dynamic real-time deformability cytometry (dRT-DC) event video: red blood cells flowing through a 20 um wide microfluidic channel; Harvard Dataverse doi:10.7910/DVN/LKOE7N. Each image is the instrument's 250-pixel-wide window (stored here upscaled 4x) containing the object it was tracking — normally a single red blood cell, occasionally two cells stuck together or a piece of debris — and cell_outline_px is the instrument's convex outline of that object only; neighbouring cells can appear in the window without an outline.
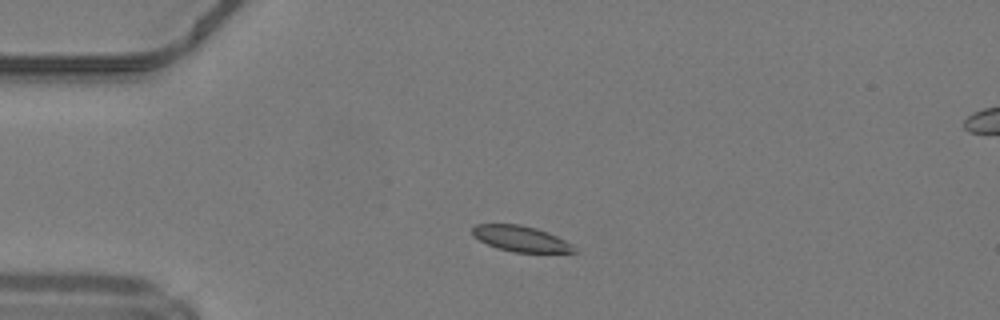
{"species": "common noctule bat (a hibernating species)", "species_latin": "Nyctalus noctula", "temperature_condition": "warm", "stored_images_in_passage": 46, "camera_frame_rate_fps": 3000, "um_per_image_px": 0.085, "animal": {"sex": "male", "body_mass_g": 19.2, "forearm_length_mm": 51.8}, "frame": {"image": 1, "passage_image": 9, "time_ms": 2.667, "image_size_px": [1000, 320], "cell_outline_px": [[580, 252], [516, 252], [496, 248], [472, 236], [472, 228], [476, 224], [520, 224], [536, 228], [548, 232], [572, 244]], "centroid_in_image_um": [44.27, 20.28], "position_along_channel_um": 40.7, "area_um2": 15.2}}
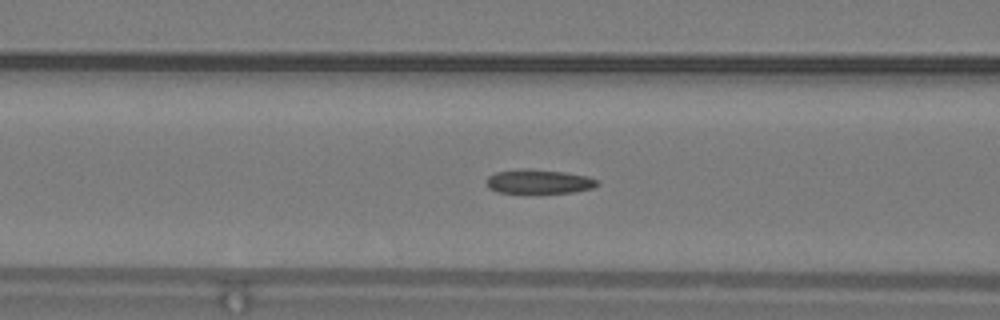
{"frame": {"image": 2, "passage_image": 17, "time_ms": 5.333, "image_size_px": [1000, 320], "cell_outline_px": [[600, 184], [592, 188], [572, 192], [496, 192], [488, 188], [484, 180], [488, 176], [496, 172], [528, 168], [564, 172], [588, 176], [596, 180]], "centroid_in_image_um": [45.76, 15.42], "position_along_channel_um": 120.8, "area_um2": 15.49}}
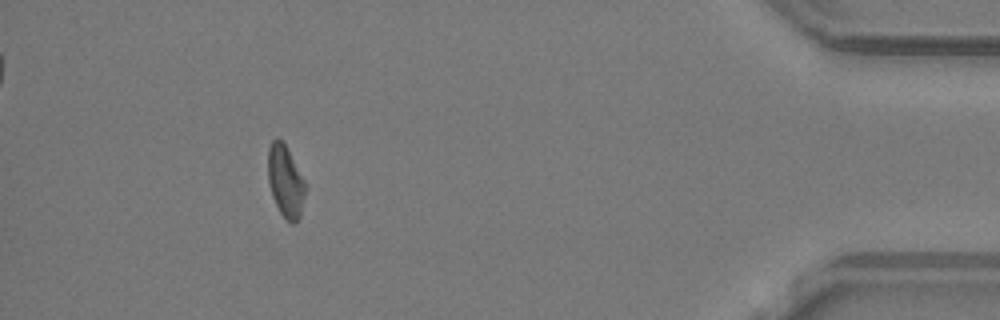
{"frame": {"image": 3, "passage_image": 42, "time_ms": 13.667, "image_size_px": [1000, 320], "cell_outline_px": [[304, 196], [300, 216], [296, 224], [292, 224], [280, 212], [272, 196], [268, 184], [268, 148], [272, 140], [276, 136], [284, 144], [304, 180]], "centroid_in_image_um": [24.23, 15.42], "position_along_channel_um": 411.0, "area_um2": 15.32}, "authors_computed_cell_mechanics": {"area_um2": 15.9528, "velocity_mm_per_s": 4.1812, "shape_relaxation_time_tau1_ms": null, "shape_relaxation_time_tau2_ms": 3.5753, "deformation_change_tau1": null, "deformation_change_tau2": 0.1134}}